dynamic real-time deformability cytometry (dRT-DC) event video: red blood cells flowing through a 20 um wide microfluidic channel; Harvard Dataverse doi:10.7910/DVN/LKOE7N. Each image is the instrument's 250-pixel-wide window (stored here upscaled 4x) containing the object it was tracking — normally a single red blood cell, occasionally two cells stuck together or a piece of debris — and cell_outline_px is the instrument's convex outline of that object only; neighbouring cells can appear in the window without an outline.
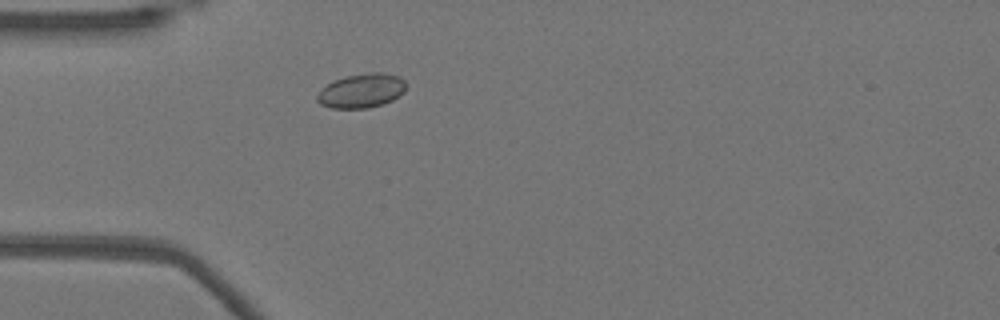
{"species": "Egyptian fruit bat (a non-hibernating species)", "species_latin": "Rousettus aegyptiacus", "temperature_condition": "warm", "stored_images_in_passage": 44, "camera_frame_rate_fps": 3000, "um_per_image_px": 0.085, "animal": {"sex": "female"}, "frame": {"image": 1, "passage_image": 6, "time_ms": 1.667, "image_size_px": [1000, 320], "cell_outline_px": [[404, 92], [392, 100], [368, 108], [332, 108], [320, 104], [316, 100], [316, 96], [332, 80], [344, 76], [368, 72], [380, 72], [400, 76], [404, 80]], "centroid_in_image_um": [30.71, 7.7], "position_along_channel_um": 54.3, "area_um2": 17.63}}
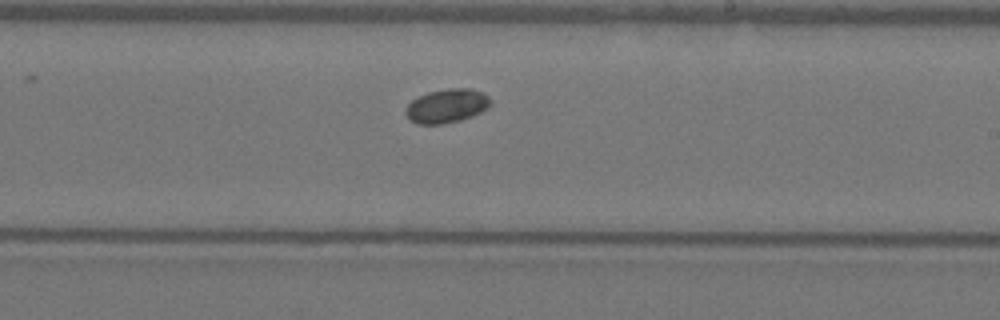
{"frame": {"image": 2, "passage_image": 22, "time_ms": 7.0, "image_size_px": [1000, 320], "cell_outline_px": [[492, 100], [488, 108], [472, 116], [460, 120], [440, 124], [416, 124], [408, 120], [404, 112], [408, 104], [416, 96], [428, 92], [448, 88], [472, 88], [484, 92]], "centroid_in_image_um": [37.96, 8.99], "position_along_channel_um": 251.0, "area_um2": 17.05}}
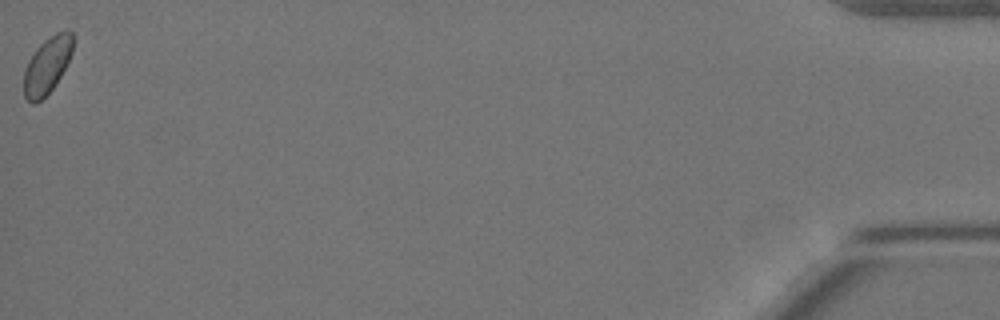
{"frame": {"image": 3, "passage_image": 44, "time_ms": 14.333, "image_size_px": [1000, 320], "cell_outline_px": [[72, 52], [56, 84], [36, 104], [32, 104], [24, 96], [24, 68], [28, 60], [36, 48], [44, 40], [56, 32], [68, 28], [72, 32]], "centroid_in_image_um": [3.99, 5.53], "position_along_channel_um": 431.2, "area_um2": 16.13}}